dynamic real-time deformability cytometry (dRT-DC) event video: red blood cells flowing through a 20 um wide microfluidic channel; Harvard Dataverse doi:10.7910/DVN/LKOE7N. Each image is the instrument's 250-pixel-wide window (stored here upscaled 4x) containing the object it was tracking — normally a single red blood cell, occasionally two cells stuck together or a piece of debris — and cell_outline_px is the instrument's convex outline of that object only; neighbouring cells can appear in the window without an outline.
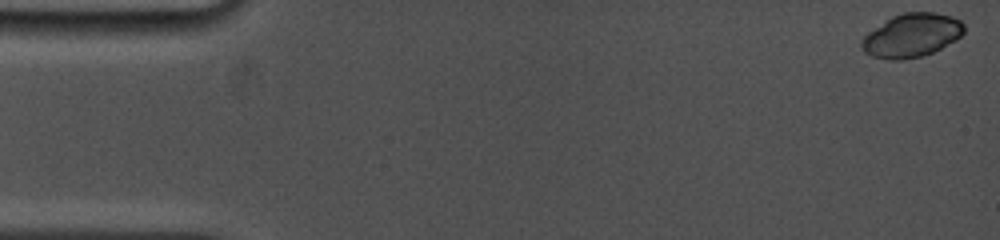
{"species": "common noctule bat (a hibernating species)", "species_latin": "Nyctalus noctula", "temperature_condition": "cold", "stored_images_in_passage": 12, "camera_frame_rate_fps": 5000, "um_per_image_px": 0.085, "animal": {"sex": "female", "body_mass_g": 19.0, "forearm_length_mm": 53.3}, "frame": {"image": 1, "passage_image": 1, "time_ms": 0.0, "image_size_px": [1000, 240], "cell_outline_px": [[964, 32], [956, 40], [924, 56], [900, 60], [888, 60], [872, 56], [864, 52], [860, 44], [864, 36], [868, 32], [892, 16], [904, 12], [936, 12], [952, 16], [960, 20], [964, 24]], "centroid_in_image_um": [77.49, 3.01], "position_along_channel_um": 7.5, "area_um2": 26.07}}
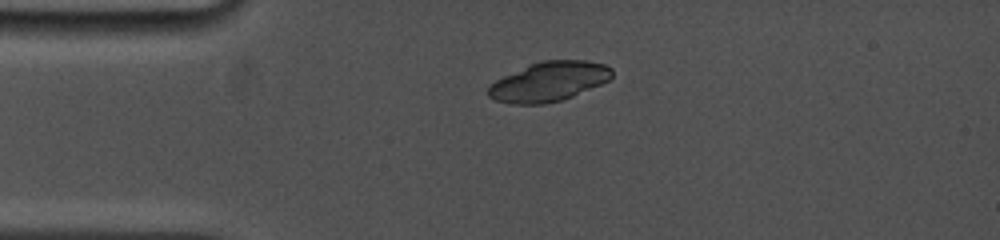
{"frame": {"image": 2, "passage_image": 9, "time_ms": 3.6, "image_size_px": [1000, 240], "cell_outline_px": [[612, 76], [608, 80], [600, 84], [572, 96], [560, 100], [544, 104], [512, 104], [496, 100], [488, 96], [488, 88], [496, 80], [504, 76], [532, 64], [544, 60], [584, 60], [604, 64], [612, 68]], "centroid_in_image_um": [46.67, 6.94], "position_along_channel_um": 38.3, "area_um2": 27.98}}